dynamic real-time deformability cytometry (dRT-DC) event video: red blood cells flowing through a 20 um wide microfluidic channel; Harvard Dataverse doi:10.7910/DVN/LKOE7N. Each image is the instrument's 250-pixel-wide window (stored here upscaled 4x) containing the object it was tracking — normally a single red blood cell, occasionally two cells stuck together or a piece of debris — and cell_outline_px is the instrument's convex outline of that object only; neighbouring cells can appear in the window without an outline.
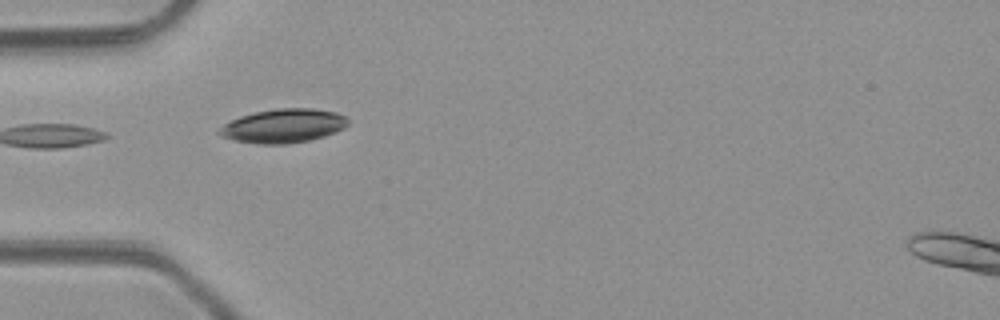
{"species": "common noctule bat (a hibernating species)", "species_latin": "Nyctalus noctula", "temperature_condition": "room temperature", "stored_images_in_passage": 6, "camera_frame_rate_fps": 3000, "um_per_image_px": 0.085, "animal": {"sex": "male", "body_mass_g": 23.1, "forearm_length_mm": 52.7}, "frame": {"image": 1, "passage_image": 5, "time_ms": 4.667, "image_size_px": [1000, 320], "cell_outline_px": [[348, 124], [344, 128], [324, 136], [308, 140], [288, 144], [256, 144], [232, 140], [220, 136], [216, 132], [224, 124], [240, 116], [256, 112], [276, 108], [312, 108], [336, 112], [344, 116], [348, 120]], "centroid_in_image_um": [24.05, 10.7], "position_along_channel_um": 60.9, "area_um2": 25.43}}
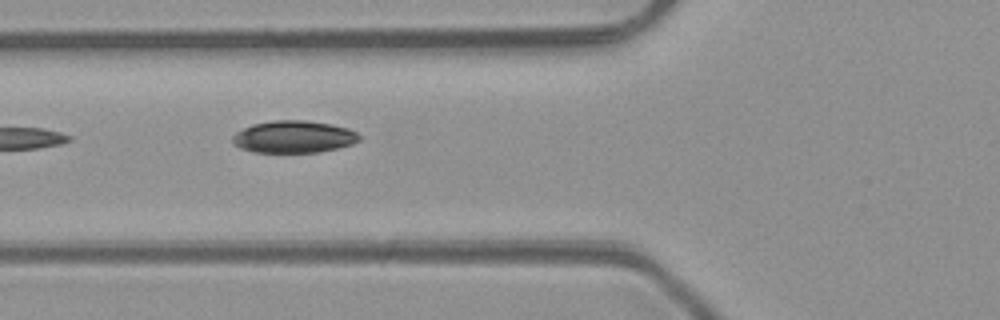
{"frame": {"image": 2, "passage_image": 6, "time_ms": 5.667, "image_size_px": [1000, 320], "cell_outline_px": [[360, 140], [352, 144], [336, 148], [316, 152], [252, 152], [240, 148], [232, 140], [232, 136], [236, 132], [252, 124], [276, 120], [304, 120], [332, 124], [348, 128], [356, 132], [360, 136]], "centroid_in_image_um": [24.97, 11.62], "position_along_channel_um": 100.8, "area_um2": 23.64}}